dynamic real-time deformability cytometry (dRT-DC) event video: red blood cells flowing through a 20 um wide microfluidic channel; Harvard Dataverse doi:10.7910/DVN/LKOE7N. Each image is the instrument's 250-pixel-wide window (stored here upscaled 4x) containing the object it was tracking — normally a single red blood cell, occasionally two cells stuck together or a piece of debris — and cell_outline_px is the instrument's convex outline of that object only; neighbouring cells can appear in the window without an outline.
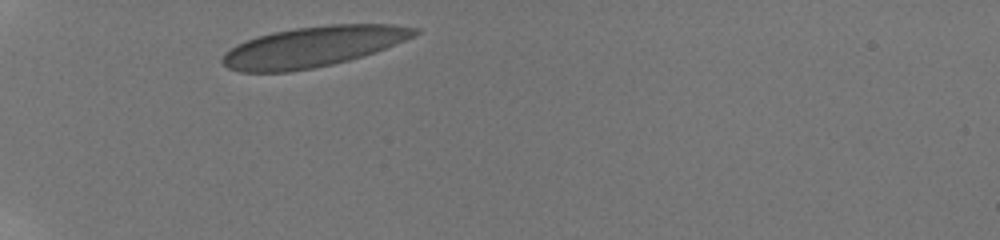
{"species": "human", "species_latin": "Homo sapiens", "temperature_condition": "room temperature", "stored_images_in_passage": 24, "camera_frame_rate_fps": 3000, "um_per_image_px": 0.085, "donor": {"sex": "male"}, "frame": {"image": 1, "passage_image": 1, "time_ms": 0.0, "image_size_px": [1000, 240], "cell_outline_px": [[420, 32], [404, 40], [384, 48], [348, 60], [316, 68], [288, 72], [240, 72], [228, 68], [220, 60], [232, 48], [256, 36], [272, 32], [296, 28], [328, 24], [392, 24], [420, 28]], "centroid_in_image_um": [26.61, 3.97], "position_along_channel_um": 58.4, "area_um2": 44.8}}
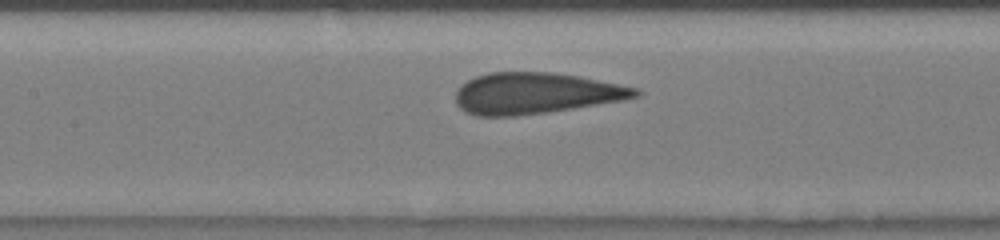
{"frame": {"image": 2, "passage_image": 9, "time_ms": 3.333, "image_size_px": [1000, 240], "cell_outline_px": [[640, 96], [620, 100], [548, 112], [512, 116], [476, 116], [460, 108], [456, 104], [456, 92], [468, 80], [476, 76], [488, 72], [552, 72], [576, 76], [640, 88]], "centroid_in_image_um": [45.51, 7.92], "position_along_channel_um": 161.9, "area_um2": 42.71}}
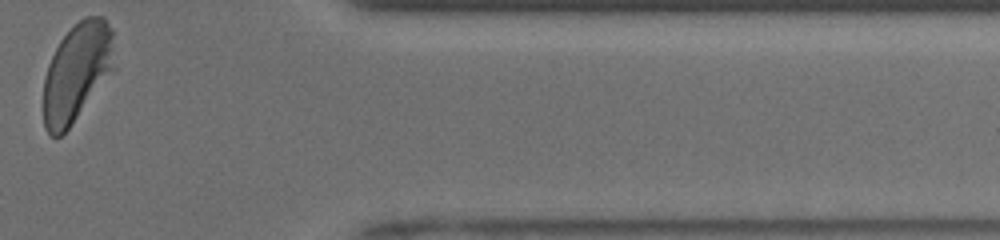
{"frame": {"image": 3, "passage_image": 24, "time_ms": 10.0, "image_size_px": [1000, 240], "cell_outline_px": [[116, 68], [68, 128], [60, 136], [52, 136], [44, 128], [44, 80], [48, 64], [60, 40], [84, 16], [104, 16], [112, 28]], "centroid_in_image_um": [6.57, 6.11], "position_along_channel_um": 404.8, "area_um2": 40.69}, "authors_computed_cell_mechanics": {"area_um2": 42.9743, "velocity_mm_per_s": 3.9172, "shape_relaxation_time_tau1_ms": 5.0847, "shape_relaxation_time_tau2_ms": null, "deformation_change_tau1": 0.1442, "deformation_change_tau2": null}}